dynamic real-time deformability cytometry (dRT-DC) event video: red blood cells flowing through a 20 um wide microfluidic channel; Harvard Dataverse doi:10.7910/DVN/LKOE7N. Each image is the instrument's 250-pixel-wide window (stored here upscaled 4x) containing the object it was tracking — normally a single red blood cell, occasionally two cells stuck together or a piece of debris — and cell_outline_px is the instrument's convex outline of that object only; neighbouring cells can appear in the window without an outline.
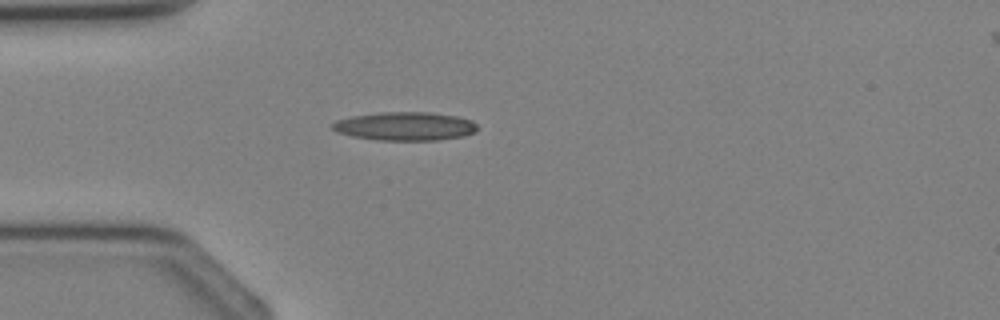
{"species": "Egyptian fruit bat (a non-hibernating species)", "species_latin": "Rousettus aegyptiacus", "temperature_condition": "cold", "stored_images_in_passage": 2, "camera_frame_rate_fps": 3000, "um_per_image_px": 0.085, "animal": {"sex": "female"}, "frame": {"image": 1, "passage_image": 1, "time_ms": 0.0, "image_size_px": [1000, 320], "cell_outline_px": [[480, 128], [476, 132], [464, 136], [440, 140], [376, 140], [352, 136], [336, 132], [332, 128], [332, 124], [336, 120], [352, 116], [384, 112], [432, 112], [456, 116], [472, 120]], "centroid_in_image_um": [34.47, 10.73], "position_along_channel_um": 50.5, "area_um2": 24.28}}